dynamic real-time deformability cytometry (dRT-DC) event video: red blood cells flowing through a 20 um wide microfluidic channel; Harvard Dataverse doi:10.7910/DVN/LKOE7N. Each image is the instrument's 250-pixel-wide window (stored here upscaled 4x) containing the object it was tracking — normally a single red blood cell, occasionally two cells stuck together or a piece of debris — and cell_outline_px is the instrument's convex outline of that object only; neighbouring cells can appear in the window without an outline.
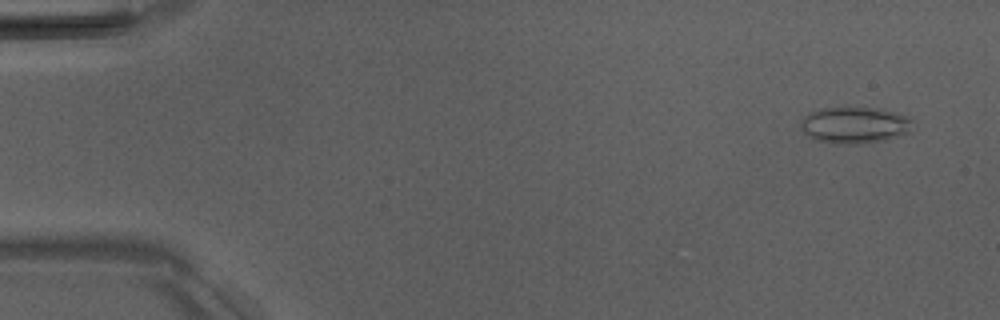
{"species": "Egyptian fruit bat (a non-hibernating species)", "species_latin": "Rousettus aegyptiacus", "temperature_condition": "room temperature", "stored_images_in_passage": 4, "camera_frame_rate_fps": 3000, "um_per_image_px": 0.085, "animal": {"sex": "male"}, "frame": {"image": 1, "passage_image": 1, "time_ms": 0.0, "image_size_px": [1000, 320], "cell_outline_px": [[912, 132], [884, 140], [860, 144], [832, 144], [816, 140], [808, 136], [804, 132], [800, 120], [808, 112], [820, 108], [876, 108], [908, 116], [912, 120]], "centroid_in_image_um": [72.64, 10.65], "position_along_channel_um": 12.4, "area_um2": 23.93}}